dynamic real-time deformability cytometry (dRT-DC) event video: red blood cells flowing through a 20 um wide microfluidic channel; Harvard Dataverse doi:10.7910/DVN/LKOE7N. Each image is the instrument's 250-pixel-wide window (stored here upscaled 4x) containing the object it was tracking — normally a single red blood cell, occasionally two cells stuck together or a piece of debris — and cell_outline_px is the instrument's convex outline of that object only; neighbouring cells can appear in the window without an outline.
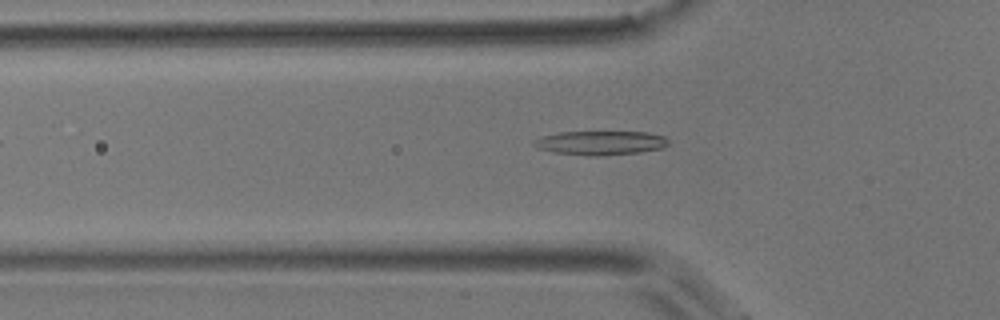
{"species": "common noctule bat (a hibernating species)", "species_latin": "Nyctalus noctula", "temperature_condition": "room temperature", "stored_images_in_passage": 45, "camera_frame_rate_fps": 3000, "um_per_image_px": 0.085, "animal": {"sex": "male", "body_mass_g": 17.9}, "frame": {"image": 1, "passage_image": 10, "time_ms": 3.0, "image_size_px": [1000, 320], "cell_outline_px": [[668, 144], [660, 148], [640, 152], [600, 156], [588, 156], [556, 152], [540, 148], [532, 144], [532, 140], [544, 136], [560, 132], [648, 132], [664, 136], [668, 140]], "centroid_in_image_um": [51.05, 12.14], "position_along_channel_um": 74.7, "area_um2": 18.67}}
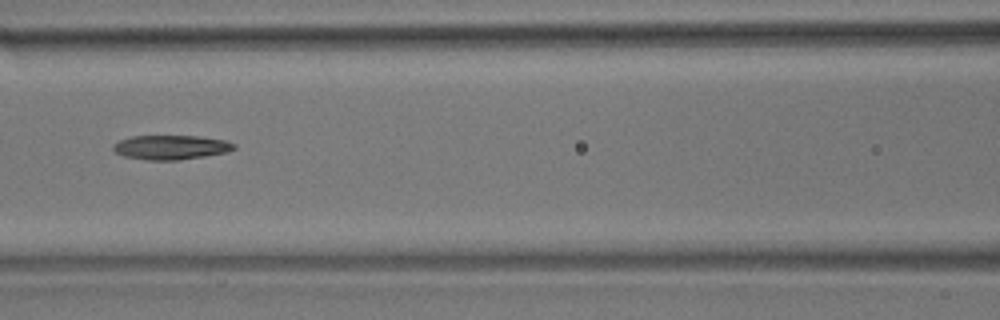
{"frame": {"image": 2, "passage_image": 16, "time_ms": 5.0, "image_size_px": [1000, 320], "cell_outline_px": [[236, 148], [228, 152], [204, 156], [176, 160], [144, 160], [124, 156], [116, 152], [112, 148], [112, 144], [120, 140], [132, 136], [196, 136], [224, 140], [236, 144]], "centroid_in_image_um": [14.52, 12.52], "position_along_channel_um": 152.1, "area_um2": 17.11}}
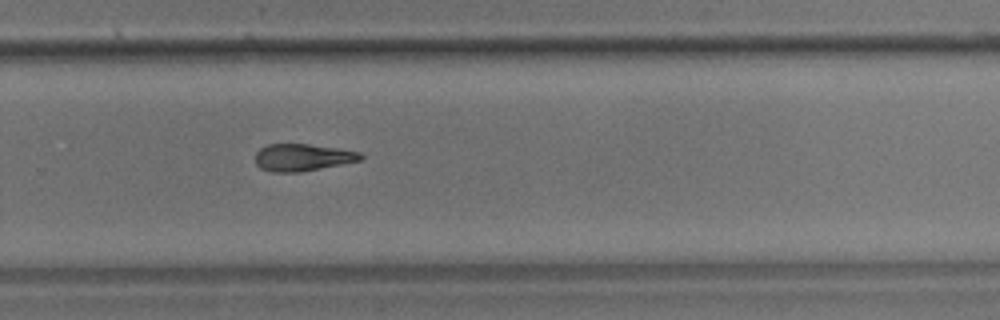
{"frame": {"image": 3, "passage_image": 28, "time_ms": 9.0, "image_size_px": [1000, 320], "cell_outline_px": [[364, 160], [296, 172], [272, 172], [260, 168], [256, 164], [256, 152], [260, 148], [268, 144], [308, 144], [336, 148], [360, 152], [364, 156]], "centroid_in_image_um": [25.71, 13.37], "position_along_channel_um": 304.1, "area_um2": 16.53}, "authors_computed_cell_mechanics": {"area_um2": 17.3978, "velocity_mm_per_s": 3.8195, "shape_relaxation_time_tau1_ms": 8.3618, "shape_relaxation_time_tau2_ms": null, "deformation_change_tau1": 0.1942, "deformation_change_tau2": null}}